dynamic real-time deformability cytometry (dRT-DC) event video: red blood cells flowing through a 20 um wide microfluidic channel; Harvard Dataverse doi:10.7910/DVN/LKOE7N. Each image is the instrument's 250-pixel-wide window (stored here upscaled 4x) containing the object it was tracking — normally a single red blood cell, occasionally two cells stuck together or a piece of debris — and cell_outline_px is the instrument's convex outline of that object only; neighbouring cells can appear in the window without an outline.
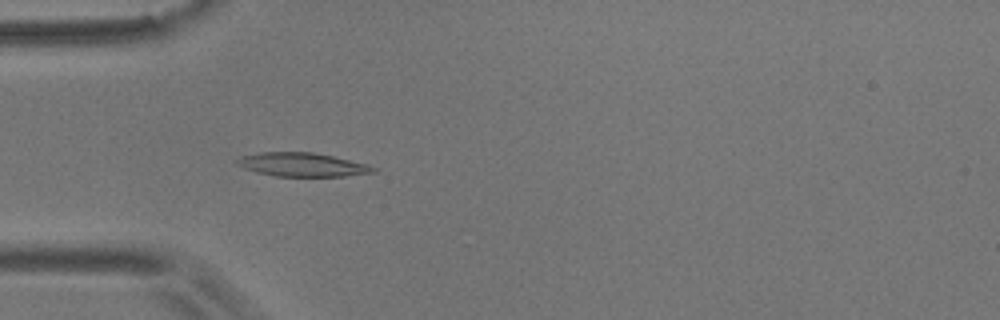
{"species": "common noctule bat (a hibernating species)", "species_latin": "Nyctalus noctula", "temperature_condition": "room temperature", "stored_images_in_passage": 25, "camera_frame_rate_fps": 3000, "um_per_image_px": 0.085, "animal": {"sex": "male", "body_mass_g": 17.9}, "frame": {"image": 1, "passage_image": 11, "time_ms": 3.333, "image_size_px": [1000, 320], "cell_outline_px": [[376, 172], [344, 176], [276, 176], [256, 172], [244, 168], [236, 164], [236, 160], [240, 156], [260, 152], [312, 152], [332, 156], [368, 164], [376, 168]], "centroid_in_image_um": [25.67, 13.99], "position_along_channel_um": 59.3, "area_um2": 18.79}}
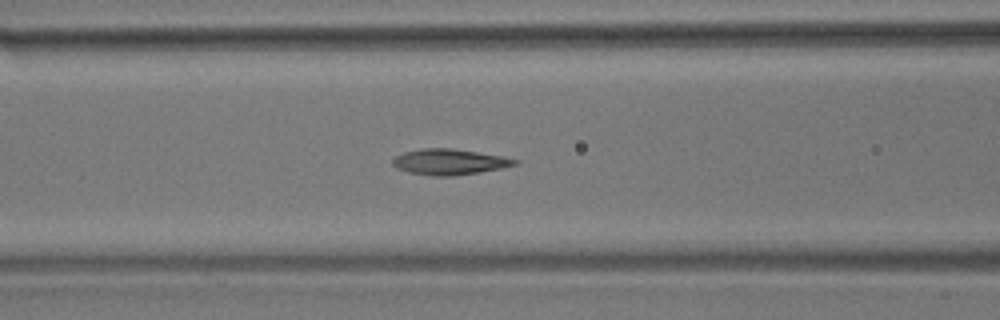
{"frame": {"image": 2, "passage_image": 17, "time_ms": 5.333, "image_size_px": [1000, 320], "cell_outline_px": [[520, 160], [516, 164], [500, 168], [480, 172], [452, 176], [432, 176], [408, 172], [396, 168], [392, 164], [392, 160], [396, 156], [404, 152], [424, 148], [452, 148], [500, 156]], "centroid_in_image_um": [38.16, 13.76], "position_along_channel_um": 128.4, "area_um2": 18.15}}
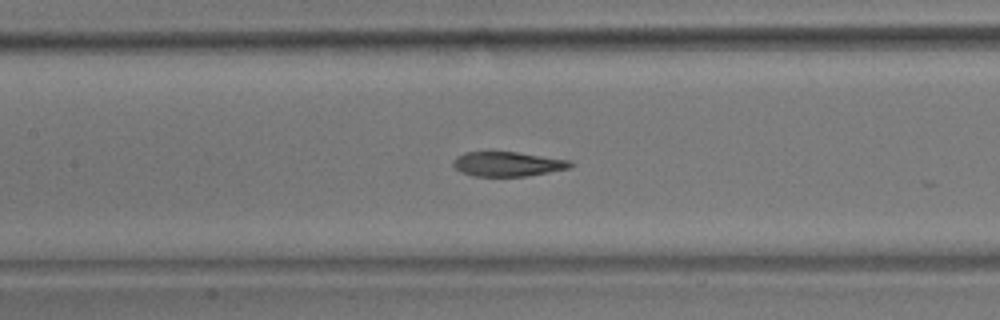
{"frame": {"image": 3, "passage_image": 20, "time_ms": 6.333, "image_size_px": [1000, 320], "cell_outline_px": [[576, 164], [568, 168], [528, 176], [472, 176], [460, 172], [452, 164], [452, 160], [456, 156], [464, 152], [516, 152], [572, 160]], "centroid_in_image_um": [43.14, 13.94], "position_along_channel_um": 164.3, "area_um2": 16.94}}